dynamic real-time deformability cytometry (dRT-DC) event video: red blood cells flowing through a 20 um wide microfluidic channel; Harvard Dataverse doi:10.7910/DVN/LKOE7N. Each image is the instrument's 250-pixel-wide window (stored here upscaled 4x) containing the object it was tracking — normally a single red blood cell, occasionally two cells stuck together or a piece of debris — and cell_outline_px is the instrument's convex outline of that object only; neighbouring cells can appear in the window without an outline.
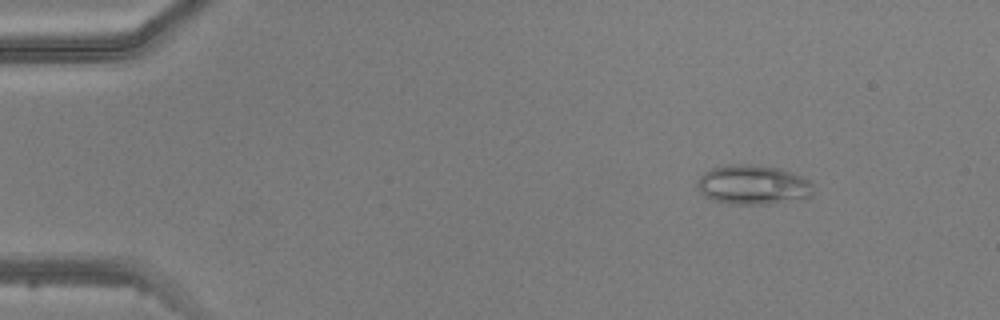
{"species": "common noctule bat (a hibernating species)", "species_latin": "Nyctalus noctula", "temperature_condition": "warm", "stored_images_in_passage": 5, "camera_frame_rate_fps": 3000, "um_per_image_px": 0.085, "animal": {"sex": "male", "body_mass_g": 20.5, "forearm_length_mm": 52.5}, "frame": {"image": 1, "passage_image": 2, "time_ms": 1.333, "image_size_px": [1000, 320], "cell_outline_px": [[812, 196], [804, 200], [768, 204], [732, 204], [716, 200], [704, 196], [696, 188], [696, 180], [704, 172], [712, 168], [728, 164], [756, 164], [780, 168], [812, 180]], "centroid_in_image_um": [64.03, 15.71], "position_along_channel_um": 21.0, "area_um2": 27.28}}